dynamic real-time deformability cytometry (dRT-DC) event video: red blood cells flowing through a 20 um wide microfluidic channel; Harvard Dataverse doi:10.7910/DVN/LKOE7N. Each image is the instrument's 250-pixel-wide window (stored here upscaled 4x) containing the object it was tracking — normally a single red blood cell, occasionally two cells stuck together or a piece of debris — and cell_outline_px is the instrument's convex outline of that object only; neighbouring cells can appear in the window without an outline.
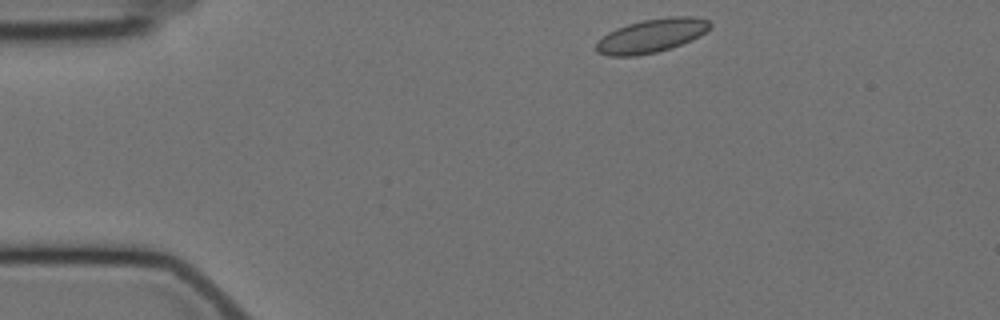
{"species": "Egyptian fruit bat (a non-hibernating species)", "species_latin": "Rousettus aegyptiacus", "temperature_condition": "cold", "stored_images_in_passage": 40, "camera_frame_rate_fps": 3000, "um_per_image_px": 0.085, "animal": {"sex": "female"}, "frame": {"image": 1, "passage_image": 1, "time_ms": 0.0, "image_size_px": [1000, 320], "cell_outline_px": [[712, 28], [700, 36], [680, 44], [656, 52], [636, 56], [608, 56], [596, 52], [596, 44], [608, 32], [616, 28], [628, 24], [644, 20], [668, 16], [696, 16], [708, 20], [712, 24]], "centroid_in_image_um": [55.41, 3.02], "position_along_channel_um": 29.6, "area_um2": 22.31}}
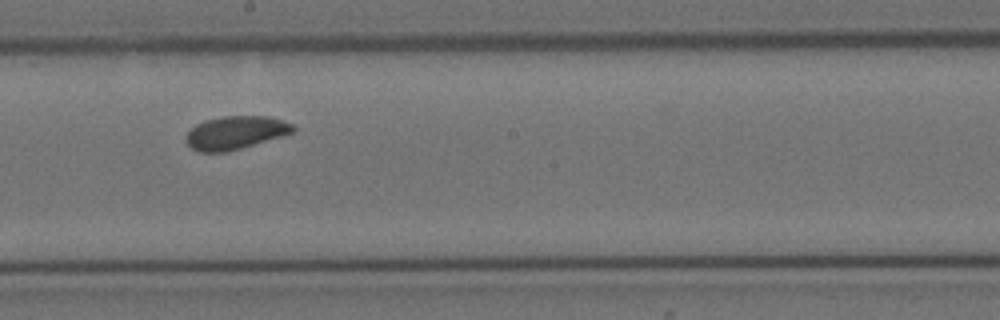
{"frame": {"image": 2, "passage_image": 23, "time_ms": 7.333, "image_size_px": [1000, 320], "cell_outline_px": [[296, 128], [292, 132], [280, 136], [240, 148], [224, 152], [200, 152], [192, 148], [188, 144], [184, 136], [196, 124], [204, 120], [224, 116], [268, 116], [292, 124]], "centroid_in_image_um": [19.97, 11.27], "position_along_channel_um": 228.2, "area_um2": 20.35}}
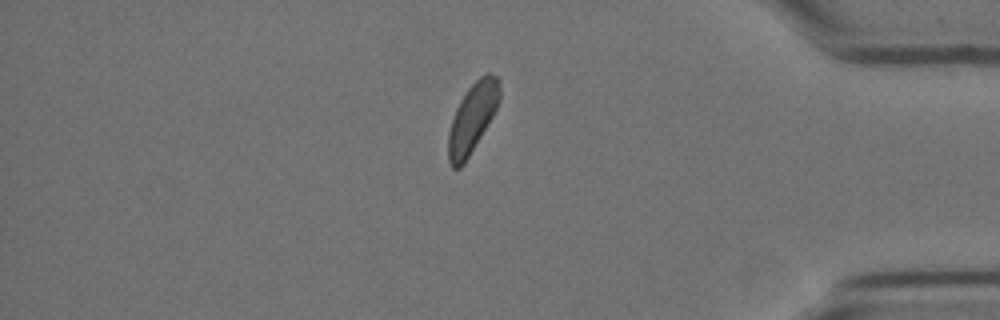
{"frame": {"image": 3, "passage_image": 40, "time_ms": 13.0, "image_size_px": [1000, 320], "cell_outline_px": [[500, 96], [496, 108], [492, 116], [464, 164], [460, 168], [452, 168], [448, 160], [448, 132], [456, 108], [460, 100], [468, 88], [484, 72], [488, 72], [496, 76], [500, 80]], "centroid_in_image_um": [40.14, 10.0], "position_along_channel_um": 395.1, "area_um2": 20.52}, "authors_computed_cell_mechanics": {"area_um2": 21.0103, "velocity_mm_per_s": 3.4672, "shape_relaxation_time_tau1_ms": 2.4077, "shape_relaxation_time_tau2_ms": null, "deformation_change_tau1": 0.0407, "deformation_change_tau2": null}}